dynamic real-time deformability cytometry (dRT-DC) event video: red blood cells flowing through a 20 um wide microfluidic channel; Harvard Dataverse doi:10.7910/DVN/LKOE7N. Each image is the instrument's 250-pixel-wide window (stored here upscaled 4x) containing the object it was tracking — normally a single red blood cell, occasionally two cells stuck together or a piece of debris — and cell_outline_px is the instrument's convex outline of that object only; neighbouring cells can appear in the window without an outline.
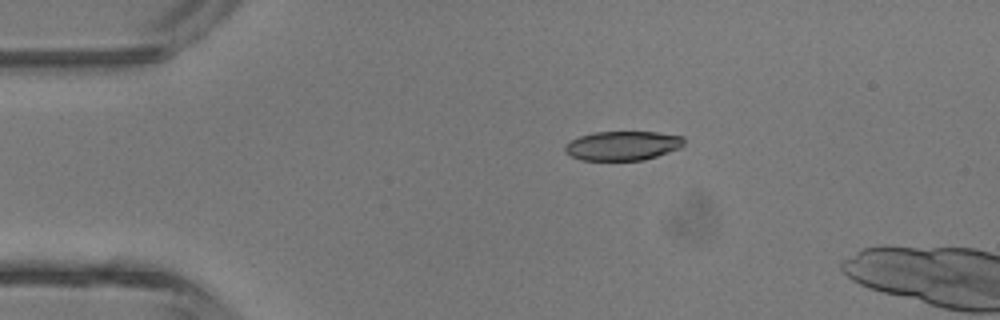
{"species": "common noctule bat (a hibernating species)", "species_latin": "Nyctalus noctula", "temperature_condition": "room temperature", "stored_images_in_passage": 5, "camera_frame_rate_fps": 3000, "um_per_image_px": 0.085, "animal": {"sex": "male", "body_mass_g": 13.3}, "frame": {"image": 1, "passage_image": 5, "time_ms": 4.667, "image_size_px": [1000, 320], "cell_outline_px": [[684, 144], [680, 148], [644, 160], [580, 160], [564, 152], [564, 144], [580, 136], [592, 132], [656, 132], [684, 136]], "centroid_in_image_um": [52.91, 12.38], "position_along_channel_um": 32.1, "area_um2": 20.35}}